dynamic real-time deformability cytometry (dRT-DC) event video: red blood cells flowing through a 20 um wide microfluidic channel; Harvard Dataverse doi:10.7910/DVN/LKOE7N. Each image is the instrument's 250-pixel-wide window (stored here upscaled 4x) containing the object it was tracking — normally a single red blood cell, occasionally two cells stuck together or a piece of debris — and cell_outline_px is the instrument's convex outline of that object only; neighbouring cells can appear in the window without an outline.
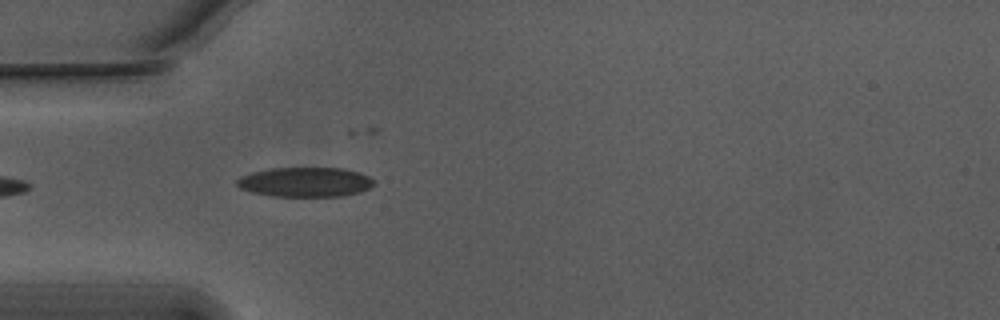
{"species": "Egyptian fruit bat (a non-hibernating species)", "species_latin": "Rousettus aegyptiacus", "temperature_condition": "warm", "stored_images_in_passage": 5, "camera_frame_rate_fps": 3000, "um_per_image_px": 0.085, "animal": {"sex": "male"}, "frame": {"image": 1, "passage_image": 1, "time_ms": 0.0, "image_size_px": [1000, 320], "cell_outline_px": [[376, 184], [360, 192], [344, 196], [272, 196], [252, 192], [240, 188], [236, 184], [236, 180], [240, 176], [252, 172], [272, 168], [344, 168], [360, 172], [368, 176]], "centroid_in_image_um": [25.95, 15.47], "position_along_channel_um": 59.1, "area_um2": 23.7}}